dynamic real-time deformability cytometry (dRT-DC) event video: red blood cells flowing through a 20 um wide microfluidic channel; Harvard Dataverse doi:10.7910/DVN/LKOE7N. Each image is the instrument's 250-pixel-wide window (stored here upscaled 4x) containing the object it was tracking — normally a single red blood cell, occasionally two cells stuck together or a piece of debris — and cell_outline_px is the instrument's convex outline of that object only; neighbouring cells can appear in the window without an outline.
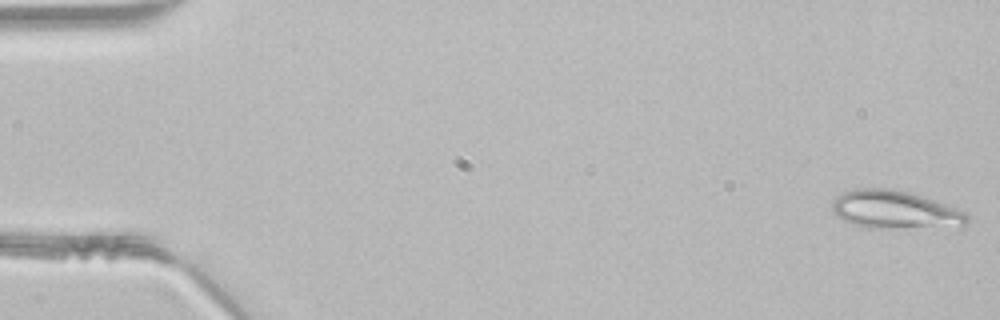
{"species": "common noctule bat (a hibernating species)", "species_latin": "Nyctalus noctula", "temperature_condition": "room temperature", "stored_images_in_passage": 47, "camera_frame_rate_fps": 3000, "um_per_image_px": 0.085, "animal": {"sex": "male", "body_mass_g": 21.5, "forearm_length_mm": 52.0}, "frame": {"image": 1, "passage_image": 1, "time_ms": 0.0, "image_size_px": [1000, 320], "cell_outline_px": [[968, 224], [964, 228], [868, 228], [852, 224], [836, 216], [832, 212], [832, 204], [836, 196], [844, 192], [856, 188], [888, 188], [908, 192], [924, 196], [936, 200], [968, 212]], "centroid_in_image_um": [76.16, 17.85], "position_along_channel_um": 8.8, "area_um2": 30.81}}
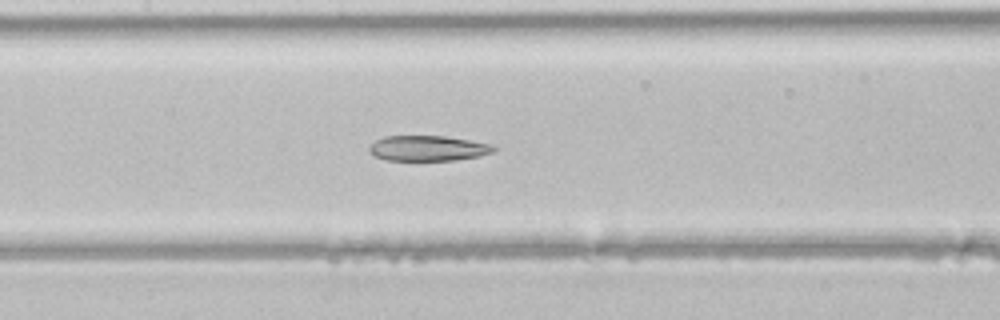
{"frame": {"image": 2, "passage_image": 22, "time_ms": 7.0, "image_size_px": [1000, 320], "cell_outline_px": [[496, 148], [492, 152], [480, 156], [456, 160], [384, 160], [368, 152], [368, 148], [376, 140], [384, 136], [444, 136], [492, 144]], "centroid_in_image_um": [36.36, 12.6], "position_along_channel_um": 171.0, "area_um2": 18.32}}
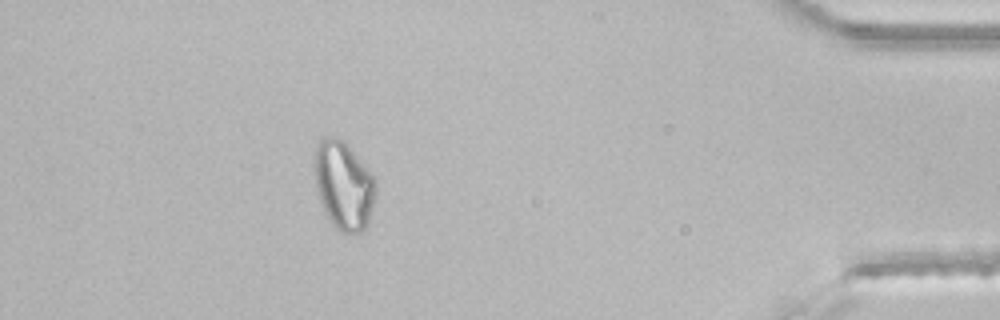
{"frame": {"image": 3, "passage_image": 42, "time_ms": 13.667, "image_size_px": [1000, 320], "cell_outline_px": [[376, 192], [368, 220], [364, 228], [360, 232], [340, 232], [332, 224], [324, 212], [316, 188], [312, 164], [316, 144], [320, 140], [328, 136], [332, 136], [344, 140], [376, 180]], "centroid_in_image_um": [29.16, 15.72], "position_along_channel_um": 406.0, "area_um2": 31.56}}